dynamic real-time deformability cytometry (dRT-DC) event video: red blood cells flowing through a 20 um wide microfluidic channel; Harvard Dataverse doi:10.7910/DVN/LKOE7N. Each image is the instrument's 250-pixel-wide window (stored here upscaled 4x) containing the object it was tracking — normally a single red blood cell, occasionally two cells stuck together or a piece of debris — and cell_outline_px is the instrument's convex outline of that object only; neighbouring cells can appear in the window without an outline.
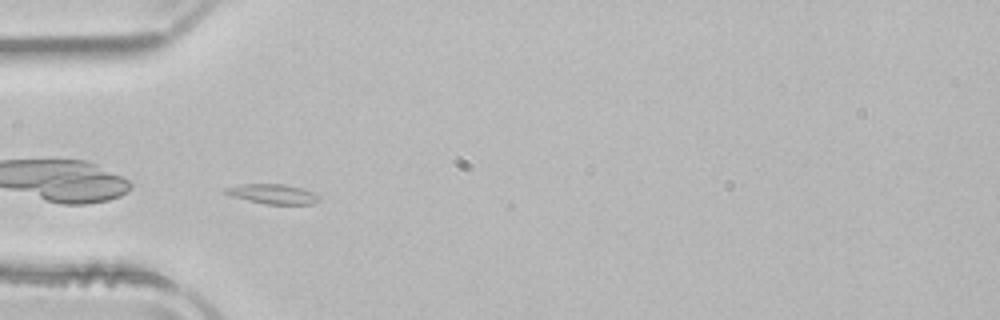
{"species": "common noctule bat (a hibernating species)", "species_latin": "Nyctalus noctula", "temperature_condition": "room temperature", "stored_images_in_passage": 35, "camera_frame_rate_fps": 3000, "um_per_image_px": 0.085, "animal": {"sex": "male", "body_mass_g": 21.5, "forearm_length_mm": 52.0}, "frame": {"image": 1, "passage_image": 1, "time_ms": 0.0, "image_size_px": [1000, 320], "cell_outline_px": [[320, 200], [312, 204], [264, 204], [232, 196], [224, 192], [224, 188], [240, 184], [284, 184], [304, 188], [320, 196]], "centroid_in_image_um": [23.21, 16.48], "position_along_channel_um": 61.8, "area_um2": 10.81}}